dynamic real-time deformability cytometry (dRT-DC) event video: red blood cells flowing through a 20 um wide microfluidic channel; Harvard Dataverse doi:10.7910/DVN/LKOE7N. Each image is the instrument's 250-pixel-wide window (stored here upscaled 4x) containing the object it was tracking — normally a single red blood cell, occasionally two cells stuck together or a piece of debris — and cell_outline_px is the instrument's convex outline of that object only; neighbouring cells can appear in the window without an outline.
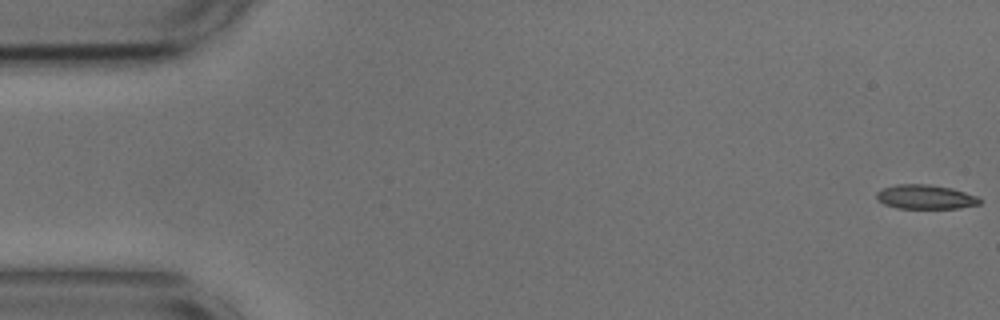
{"species": "common noctule bat (a hibernating species)", "species_latin": "Nyctalus noctula", "temperature_condition": "cold", "stored_images_in_passage": 4, "camera_frame_rate_fps": 3000, "um_per_image_px": 0.085, "animal": {"sex": "male", "body_mass_g": 17.9, "forearm_length_mm": 54.2}, "frame": {"image": 1, "passage_image": 1, "time_ms": 0.0, "image_size_px": [1000, 320], "cell_outline_px": [[984, 200], [980, 204], [960, 208], [896, 208], [884, 204], [876, 200], [876, 192], [884, 188], [896, 184], [928, 184], [952, 188], [976, 196]], "centroid_in_image_um": [78.66, 16.74], "position_along_channel_um": 6.3, "area_um2": 14.68}}